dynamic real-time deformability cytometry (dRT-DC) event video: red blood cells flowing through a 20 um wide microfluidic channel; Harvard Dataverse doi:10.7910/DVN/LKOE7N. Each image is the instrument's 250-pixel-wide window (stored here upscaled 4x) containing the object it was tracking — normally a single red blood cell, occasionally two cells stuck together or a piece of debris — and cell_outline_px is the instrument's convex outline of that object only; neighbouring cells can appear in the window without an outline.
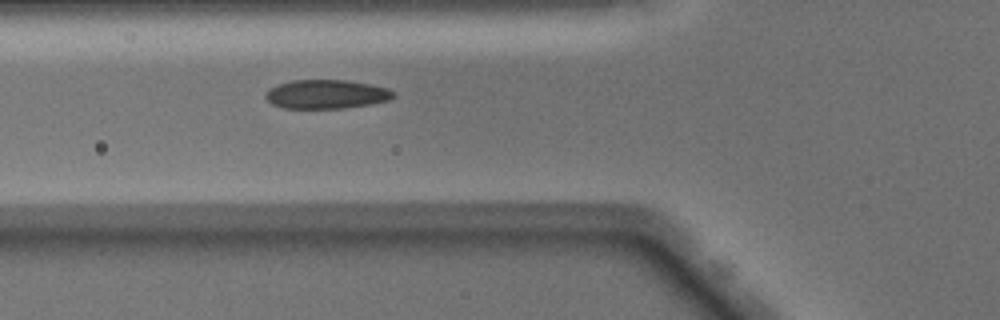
{"species": "Egyptian fruit bat (a non-hibernating species)", "species_latin": "Rousettus aegyptiacus", "temperature_condition": "warm", "stored_images_in_passage": 37, "camera_frame_rate_fps": 3000, "um_per_image_px": 0.085, "animal": {"sex": "male"}, "frame": {"image": 1, "passage_image": 9, "time_ms": 2.667, "image_size_px": [1000, 320], "cell_outline_px": [[396, 96], [388, 100], [368, 104], [344, 108], [284, 108], [272, 104], [264, 96], [268, 88], [292, 80], [348, 80], [388, 88], [396, 92]], "centroid_in_image_um": [27.74, 8.0], "position_along_channel_um": 98.1, "area_um2": 21.5}}
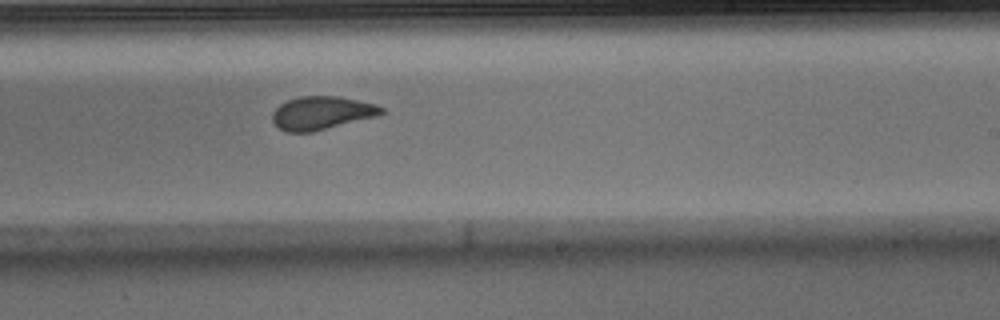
{"frame": {"image": 2, "passage_image": 21, "time_ms": 6.667, "image_size_px": [1000, 320], "cell_outline_px": [[384, 112], [376, 116], [312, 132], [284, 132], [272, 120], [272, 112], [280, 104], [288, 100], [300, 96], [340, 96], [376, 104], [384, 108]], "centroid_in_image_um": [27.33, 9.59], "position_along_channel_um": 261.7, "area_um2": 21.04}}
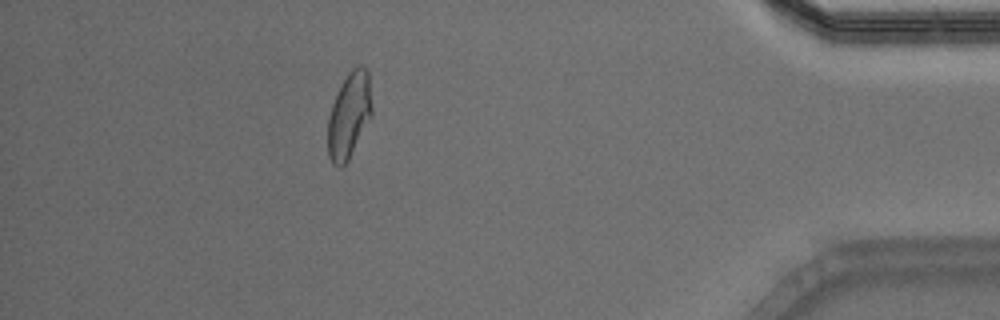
{"frame": {"image": 3, "passage_image": 35, "time_ms": 11.333, "image_size_px": [1000, 320], "cell_outline_px": [[372, 116], [348, 160], [340, 168], [332, 164], [328, 156], [328, 116], [332, 104], [340, 84], [348, 72], [352, 68], [360, 64], [368, 68], [372, 108]], "centroid_in_image_um": [29.68, 9.77], "position_along_channel_um": 405.5, "area_um2": 22.31}, "authors_computed_cell_mechanics": {"area_um2": 21.7328, "velocity_mm_per_s": 4.0816, "shape_relaxation_time_tau1_ms": 7.2805, "shape_relaxation_time_tau2_ms": 1.087, "deformation_change_tau1": 0.1922, "deformation_change_tau2": 0.0572}}